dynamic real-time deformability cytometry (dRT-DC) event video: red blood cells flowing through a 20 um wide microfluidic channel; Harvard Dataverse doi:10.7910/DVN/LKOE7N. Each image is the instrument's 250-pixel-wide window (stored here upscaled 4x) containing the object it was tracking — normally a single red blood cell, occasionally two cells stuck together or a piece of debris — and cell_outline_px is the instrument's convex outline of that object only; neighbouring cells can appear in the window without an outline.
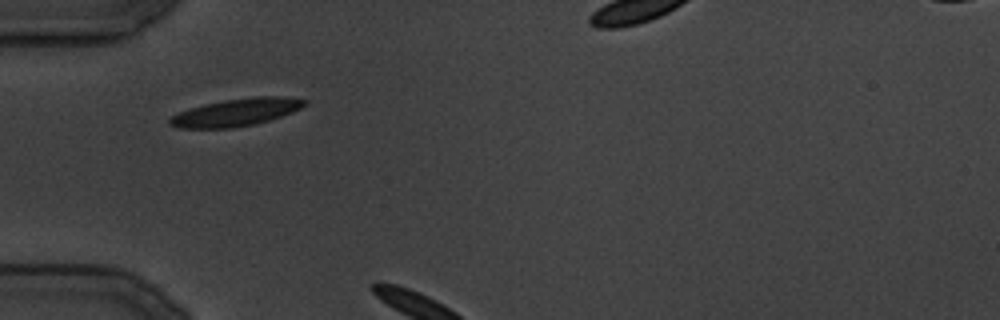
{"species": "common noctule bat (a hibernating species)", "species_latin": "Nyctalus noctula", "temperature_condition": "cold", "stored_images_in_passage": 5, "camera_frame_rate_fps": 3000, "um_per_image_px": 0.085, "animal": {"sex": "male", "body_mass_g": 19.5, "forearm_length_mm": 54.6}, "frame": {"image": 1, "passage_image": 1, "time_ms": 0.0, "image_size_px": [1000, 320], "cell_outline_px": [[308, 104], [292, 112], [256, 124], [232, 128], [176, 128], [168, 124], [168, 120], [172, 116], [180, 112], [204, 104], [224, 100], [256, 96], [284, 96], [308, 100]], "centroid_in_image_um": [20.09, 9.55], "position_along_channel_um": 64.9, "area_um2": 21.56}}